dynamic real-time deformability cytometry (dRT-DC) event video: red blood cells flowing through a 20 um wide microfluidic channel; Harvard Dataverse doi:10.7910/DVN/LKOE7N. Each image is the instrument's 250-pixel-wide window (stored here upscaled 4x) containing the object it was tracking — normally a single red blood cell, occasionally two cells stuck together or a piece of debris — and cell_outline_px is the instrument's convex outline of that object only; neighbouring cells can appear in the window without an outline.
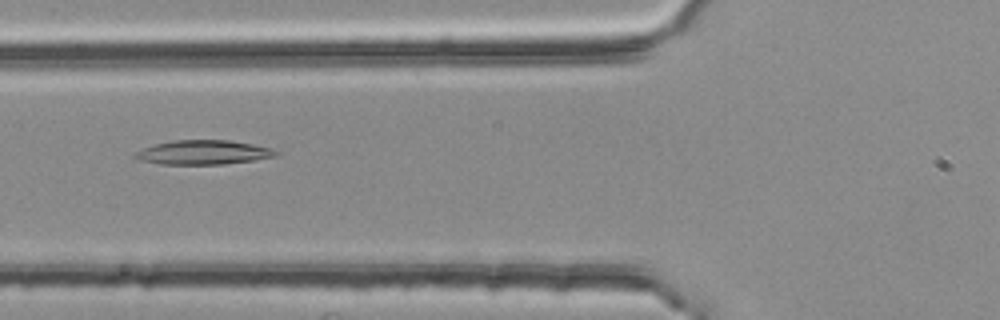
{"species": "common noctule bat (a hibernating species)", "species_latin": "Nyctalus noctula", "temperature_condition": "room temperature", "stored_images_in_passage": 54, "camera_frame_rate_fps": 3000, "um_per_image_px": 0.085, "animal": {"sex": "female", "body_mass_g": 25.1}, "frame": {"image": 1, "passage_image": 20, "time_ms": 6.333, "image_size_px": [1000, 320], "cell_outline_px": [[280, 152], [276, 156], [252, 160], [220, 164], [160, 164], [140, 160], [132, 156], [136, 152], [144, 148], [156, 144], [172, 140], [228, 140], [252, 144], [272, 148]], "centroid_in_image_um": [17.28, 12.95], "position_along_channel_um": 108.5, "area_um2": 19.71}}
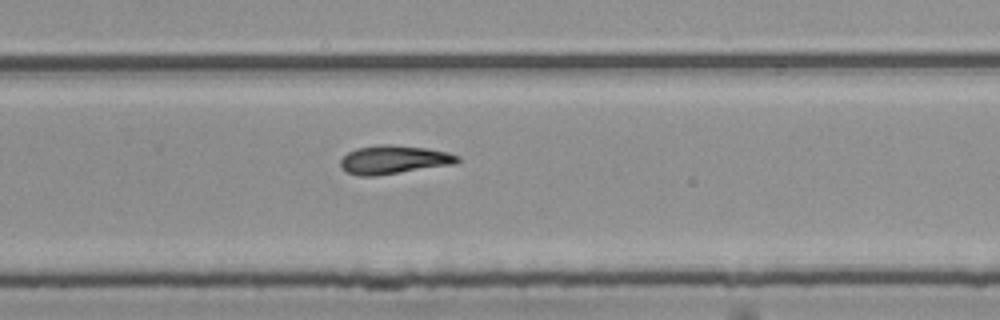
{"frame": {"image": 2, "passage_image": 35, "time_ms": 11.333, "image_size_px": [1000, 320], "cell_outline_px": [[460, 160], [456, 164], [376, 176], [360, 176], [348, 172], [340, 168], [340, 160], [348, 152], [356, 148], [380, 144], [388, 144], [428, 148], [448, 152], [460, 156]], "centroid_in_image_um": [33.49, 13.57], "position_along_channel_um": 296.3, "area_um2": 19.65}}
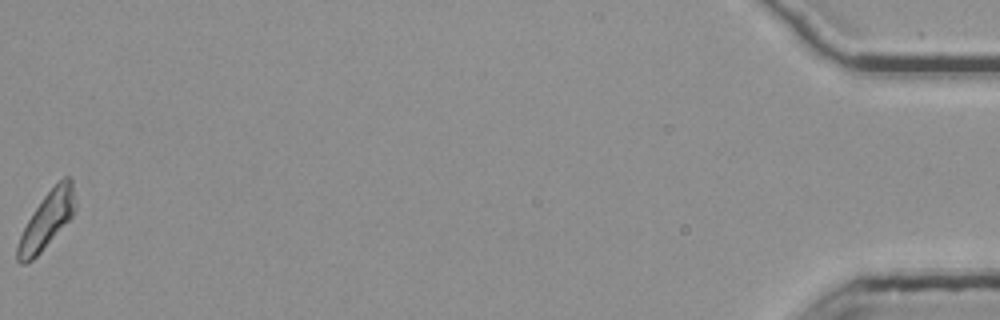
{"frame": {"image": 3, "passage_image": 54, "time_ms": 17.667, "image_size_px": [1000, 320], "cell_outline_px": [[76, 208], [72, 216], [40, 252], [32, 260], [24, 264], [20, 264], [16, 260], [16, 248], [20, 236], [28, 220], [44, 196], [64, 176], [68, 176], [72, 180], [76, 200]], "centroid_in_image_um": [3.98, 18.72], "position_along_channel_um": 431.2, "area_um2": 18.55}}